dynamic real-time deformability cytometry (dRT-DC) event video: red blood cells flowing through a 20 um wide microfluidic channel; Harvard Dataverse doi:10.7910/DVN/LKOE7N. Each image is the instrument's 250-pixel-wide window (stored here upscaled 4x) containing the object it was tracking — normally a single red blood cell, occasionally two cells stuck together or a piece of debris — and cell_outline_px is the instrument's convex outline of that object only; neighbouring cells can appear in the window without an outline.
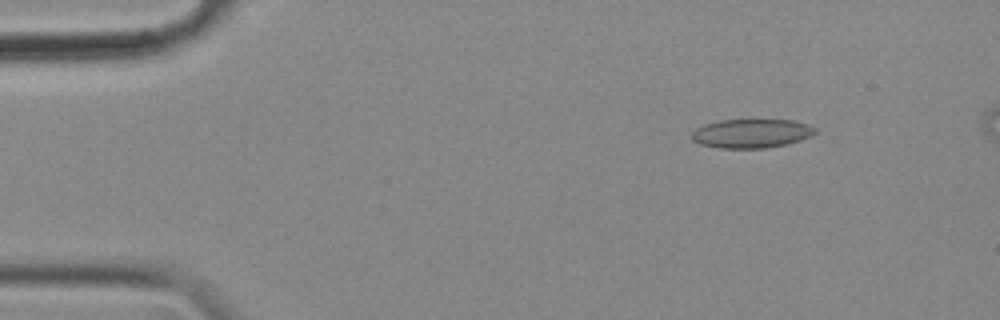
{"species": "common noctule bat (a hibernating species)", "species_latin": "Nyctalus noctula", "temperature_condition": "cold", "stored_images_in_passage": 55, "camera_frame_rate_fps": 3000, "um_per_image_px": 0.085, "animal": {"sex": "female", "body_mass_g": 18.4}, "frame": {"image": 1, "passage_image": 6, "time_ms": 1.667, "image_size_px": [1000, 320], "cell_outline_px": [[816, 132], [800, 140], [788, 144], [764, 148], [720, 148], [700, 144], [692, 140], [692, 132], [696, 128], [704, 124], [720, 120], [756, 116], [792, 120], [808, 124], [816, 128]], "centroid_in_image_um": [63.87, 11.28], "position_along_channel_um": 21.1, "area_um2": 21.79}}
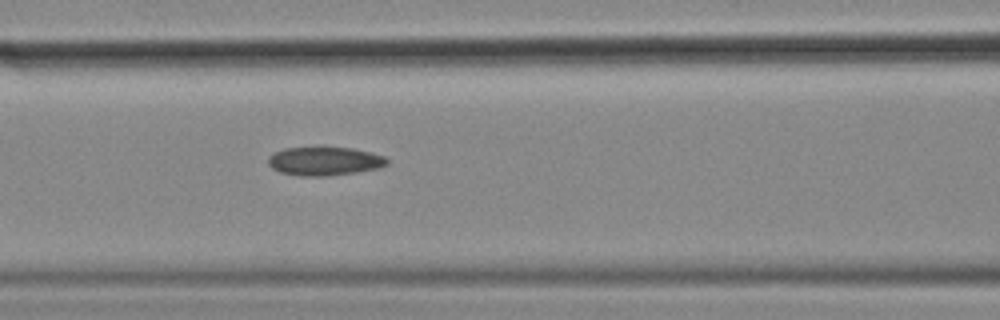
{"frame": {"image": 2, "passage_image": 23, "time_ms": 7.333, "image_size_px": [1000, 320], "cell_outline_px": [[388, 164], [376, 168], [356, 172], [324, 176], [300, 176], [280, 172], [272, 168], [268, 164], [268, 156], [284, 148], [352, 148], [372, 152], [384, 156], [388, 160]], "centroid_in_image_um": [27.57, 13.7], "position_along_channel_um": 139.0, "area_um2": 19.59}}
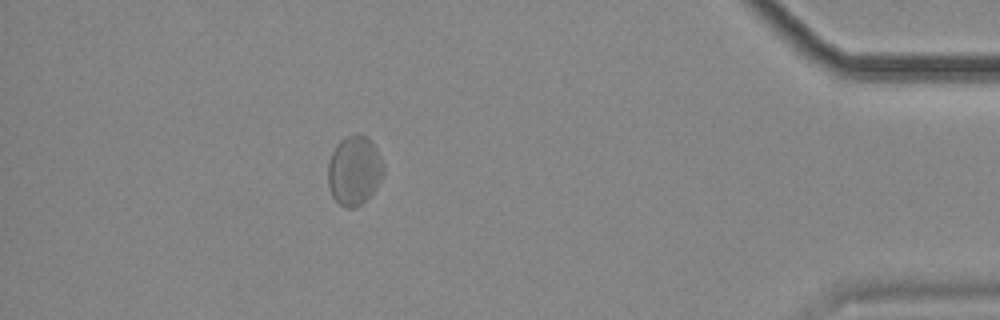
{"frame": {"image": 3, "passage_image": 50, "time_ms": 16.333, "image_size_px": [1000, 320], "cell_outline_px": [[384, 172], [376, 188], [368, 200], [356, 208], [348, 208], [340, 204], [332, 196], [328, 184], [328, 160], [336, 144], [344, 136], [356, 132], [368, 136], [376, 148], [384, 164]], "centroid_in_image_um": [30.12, 14.47], "position_along_channel_um": 405.1, "area_um2": 22.95}}